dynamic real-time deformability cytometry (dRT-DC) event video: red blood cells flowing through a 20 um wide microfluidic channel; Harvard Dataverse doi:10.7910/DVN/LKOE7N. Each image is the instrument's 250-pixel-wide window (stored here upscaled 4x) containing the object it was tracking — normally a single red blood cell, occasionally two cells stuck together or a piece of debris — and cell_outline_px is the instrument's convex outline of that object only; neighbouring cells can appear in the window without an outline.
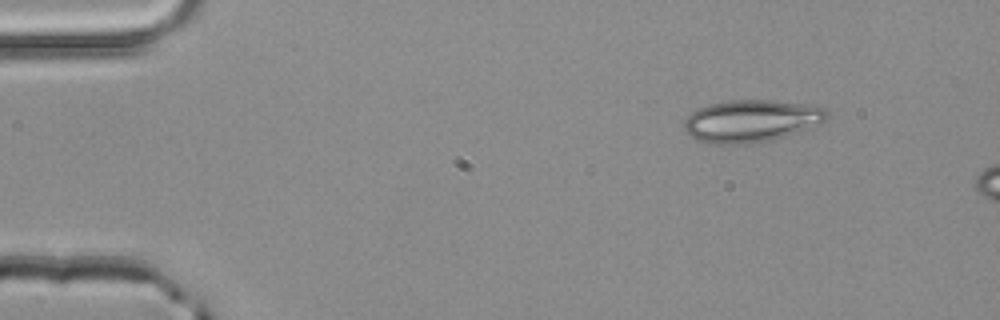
{"species": "common noctule bat (a hibernating species)", "species_latin": "Nyctalus noctula", "temperature_condition": "room temperature", "stored_images_in_passage": 7, "camera_frame_rate_fps": 3000, "um_per_image_px": 0.085, "animal": {"sex": "male", "body_mass_g": 20.4}, "frame": {"image": 1, "passage_image": 1, "time_ms": 0.0, "image_size_px": [1000, 320], "cell_outline_px": [[828, 116], [820, 124], [796, 132], [768, 140], [748, 144], [712, 144], [696, 140], [684, 128], [684, 120], [692, 112], [700, 108], [712, 104], [732, 100], [772, 100], [808, 104], [824, 108], [828, 112]], "centroid_in_image_um": [63.85, 10.28], "position_along_channel_um": 21.1, "area_um2": 34.8}}